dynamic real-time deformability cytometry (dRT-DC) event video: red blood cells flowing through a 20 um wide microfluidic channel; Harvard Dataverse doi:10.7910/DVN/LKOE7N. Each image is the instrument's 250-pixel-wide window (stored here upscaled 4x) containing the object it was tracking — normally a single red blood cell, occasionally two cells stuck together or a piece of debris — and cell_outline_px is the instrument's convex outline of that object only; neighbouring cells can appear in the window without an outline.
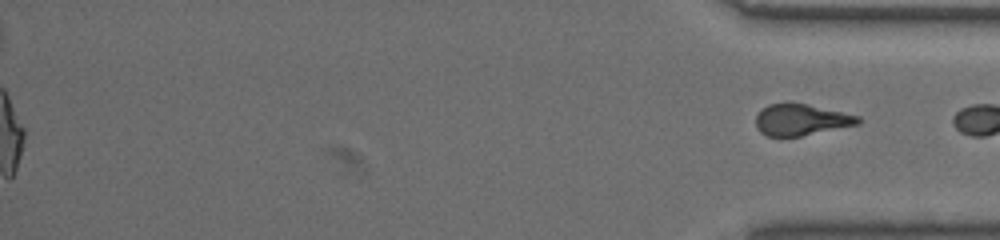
{"species": "common noctule bat (a hibernating species)", "species_latin": "Nyctalus noctula", "temperature_condition": "warm", "stored_images_in_passage": 62, "segment_of_instrument_passage": [2, 2], "camera_frame_rate_fps": 3000, "um_per_image_px": 0.085, "animal": {"sex": "female", "body_mass_g": 19.5, "forearm_length_mm": 54.1}, "frame": {"image": 1, "passage_image": 62, "time_ms": 20.333, "image_size_px": [1000, 240], "cell_outline_px": [[860, 124], [800, 136], [768, 136], [760, 132], [756, 124], [756, 116], [768, 104], [804, 104], [860, 116]], "centroid_in_image_um": [68.11, 10.2], "position_along_channel_um": 367.1, "area_um2": 18.15}}